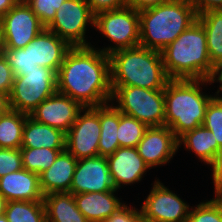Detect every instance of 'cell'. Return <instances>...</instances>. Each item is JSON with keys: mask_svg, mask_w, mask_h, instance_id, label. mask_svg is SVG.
<instances>
[{"mask_svg": "<svg viewBox=\"0 0 222 222\" xmlns=\"http://www.w3.org/2000/svg\"><path fill=\"white\" fill-rule=\"evenodd\" d=\"M57 92L85 107L110 103V57L91 46L71 47L57 71Z\"/></svg>", "mask_w": 222, "mask_h": 222, "instance_id": "1", "label": "cell"}, {"mask_svg": "<svg viewBox=\"0 0 222 222\" xmlns=\"http://www.w3.org/2000/svg\"><path fill=\"white\" fill-rule=\"evenodd\" d=\"M166 74L170 79H208L215 66L209 59L207 38L197 19L162 51Z\"/></svg>", "mask_w": 222, "mask_h": 222, "instance_id": "2", "label": "cell"}, {"mask_svg": "<svg viewBox=\"0 0 222 222\" xmlns=\"http://www.w3.org/2000/svg\"><path fill=\"white\" fill-rule=\"evenodd\" d=\"M208 79H170L164 89L165 125L178 139L185 132L203 125L208 103L214 97L203 92Z\"/></svg>", "mask_w": 222, "mask_h": 222, "instance_id": "3", "label": "cell"}, {"mask_svg": "<svg viewBox=\"0 0 222 222\" xmlns=\"http://www.w3.org/2000/svg\"><path fill=\"white\" fill-rule=\"evenodd\" d=\"M111 86L165 89L170 80L162 54L142 46L120 49L109 55Z\"/></svg>", "mask_w": 222, "mask_h": 222, "instance_id": "4", "label": "cell"}, {"mask_svg": "<svg viewBox=\"0 0 222 222\" xmlns=\"http://www.w3.org/2000/svg\"><path fill=\"white\" fill-rule=\"evenodd\" d=\"M189 0H171L139 11V45L161 52L197 20Z\"/></svg>", "mask_w": 222, "mask_h": 222, "instance_id": "5", "label": "cell"}, {"mask_svg": "<svg viewBox=\"0 0 222 222\" xmlns=\"http://www.w3.org/2000/svg\"><path fill=\"white\" fill-rule=\"evenodd\" d=\"M113 104L121 113L134 117L148 127L165 125L164 89L111 86ZM117 103V104H114Z\"/></svg>", "mask_w": 222, "mask_h": 222, "instance_id": "6", "label": "cell"}, {"mask_svg": "<svg viewBox=\"0 0 222 222\" xmlns=\"http://www.w3.org/2000/svg\"><path fill=\"white\" fill-rule=\"evenodd\" d=\"M94 29L107 38L113 46H104L99 50L110 55L120 50L139 46L140 19L139 11L131 7L100 12L95 15Z\"/></svg>", "mask_w": 222, "mask_h": 222, "instance_id": "7", "label": "cell"}, {"mask_svg": "<svg viewBox=\"0 0 222 222\" xmlns=\"http://www.w3.org/2000/svg\"><path fill=\"white\" fill-rule=\"evenodd\" d=\"M57 73L45 67L15 76L9 94L10 108L30 114L41 102L57 92Z\"/></svg>", "mask_w": 222, "mask_h": 222, "instance_id": "8", "label": "cell"}, {"mask_svg": "<svg viewBox=\"0 0 222 222\" xmlns=\"http://www.w3.org/2000/svg\"><path fill=\"white\" fill-rule=\"evenodd\" d=\"M94 22L95 15L87 0H65L46 29L65 40L71 47L91 46L85 34L89 24L94 28Z\"/></svg>", "mask_w": 222, "mask_h": 222, "instance_id": "9", "label": "cell"}, {"mask_svg": "<svg viewBox=\"0 0 222 222\" xmlns=\"http://www.w3.org/2000/svg\"><path fill=\"white\" fill-rule=\"evenodd\" d=\"M100 106L85 107L66 133L65 149L77 160L99 156Z\"/></svg>", "mask_w": 222, "mask_h": 222, "instance_id": "10", "label": "cell"}, {"mask_svg": "<svg viewBox=\"0 0 222 222\" xmlns=\"http://www.w3.org/2000/svg\"><path fill=\"white\" fill-rule=\"evenodd\" d=\"M152 184L151 191L140 207L143 222H185L189 217L190 204L159 179Z\"/></svg>", "mask_w": 222, "mask_h": 222, "instance_id": "11", "label": "cell"}, {"mask_svg": "<svg viewBox=\"0 0 222 222\" xmlns=\"http://www.w3.org/2000/svg\"><path fill=\"white\" fill-rule=\"evenodd\" d=\"M4 48L26 47L46 27L27 3L18 2L1 18Z\"/></svg>", "mask_w": 222, "mask_h": 222, "instance_id": "12", "label": "cell"}, {"mask_svg": "<svg viewBox=\"0 0 222 222\" xmlns=\"http://www.w3.org/2000/svg\"><path fill=\"white\" fill-rule=\"evenodd\" d=\"M113 190H115V186L112 182L107 157L96 156L77 161L70 186L71 194Z\"/></svg>", "mask_w": 222, "mask_h": 222, "instance_id": "13", "label": "cell"}, {"mask_svg": "<svg viewBox=\"0 0 222 222\" xmlns=\"http://www.w3.org/2000/svg\"><path fill=\"white\" fill-rule=\"evenodd\" d=\"M83 108L69 96L56 92L41 102L29 116L66 134Z\"/></svg>", "mask_w": 222, "mask_h": 222, "instance_id": "14", "label": "cell"}, {"mask_svg": "<svg viewBox=\"0 0 222 222\" xmlns=\"http://www.w3.org/2000/svg\"><path fill=\"white\" fill-rule=\"evenodd\" d=\"M136 148L150 170L169 164L178 152V143L173 131L166 125L152 126L147 128Z\"/></svg>", "mask_w": 222, "mask_h": 222, "instance_id": "15", "label": "cell"}, {"mask_svg": "<svg viewBox=\"0 0 222 222\" xmlns=\"http://www.w3.org/2000/svg\"><path fill=\"white\" fill-rule=\"evenodd\" d=\"M107 160L116 190L140 182L149 171L136 147H119Z\"/></svg>", "mask_w": 222, "mask_h": 222, "instance_id": "16", "label": "cell"}, {"mask_svg": "<svg viewBox=\"0 0 222 222\" xmlns=\"http://www.w3.org/2000/svg\"><path fill=\"white\" fill-rule=\"evenodd\" d=\"M27 46L31 48V58L37 66L52 69L56 73L71 48L65 40L46 28Z\"/></svg>", "mask_w": 222, "mask_h": 222, "instance_id": "17", "label": "cell"}, {"mask_svg": "<svg viewBox=\"0 0 222 222\" xmlns=\"http://www.w3.org/2000/svg\"><path fill=\"white\" fill-rule=\"evenodd\" d=\"M0 193L9 201H43L39 175L22 168L0 177Z\"/></svg>", "mask_w": 222, "mask_h": 222, "instance_id": "18", "label": "cell"}, {"mask_svg": "<svg viewBox=\"0 0 222 222\" xmlns=\"http://www.w3.org/2000/svg\"><path fill=\"white\" fill-rule=\"evenodd\" d=\"M77 161L66 149L60 152L55 162L39 174L43 194L70 192Z\"/></svg>", "mask_w": 222, "mask_h": 222, "instance_id": "19", "label": "cell"}, {"mask_svg": "<svg viewBox=\"0 0 222 222\" xmlns=\"http://www.w3.org/2000/svg\"><path fill=\"white\" fill-rule=\"evenodd\" d=\"M116 192L118 191L115 189L108 192L73 194V196L78 210L89 222H103L125 204L122 198L115 196Z\"/></svg>", "mask_w": 222, "mask_h": 222, "instance_id": "20", "label": "cell"}, {"mask_svg": "<svg viewBox=\"0 0 222 222\" xmlns=\"http://www.w3.org/2000/svg\"><path fill=\"white\" fill-rule=\"evenodd\" d=\"M178 149L186 148V151L193 153L208 166L212 167L222 148L218 145L214 134L204 125H200L193 130L185 132L177 139Z\"/></svg>", "mask_w": 222, "mask_h": 222, "instance_id": "21", "label": "cell"}, {"mask_svg": "<svg viewBox=\"0 0 222 222\" xmlns=\"http://www.w3.org/2000/svg\"><path fill=\"white\" fill-rule=\"evenodd\" d=\"M66 134L59 129L26 117L21 148L65 149Z\"/></svg>", "mask_w": 222, "mask_h": 222, "instance_id": "22", "label": "cell"}, {"mask_svg": "<svg viewBox=\"0 0 222 222\" xmlns=\"http://www.w3.org/2000/svg\"><path fill=\"white\" fill-rule=\"evenodd\" d=\"M43 201L46 222H89L78 210L75 198L70 192L46 194Z\"/></svg>", "mask_w": 222, "mask_h": 222, "instance_id": "23", "label": "cell"}, {"mask_svg": "<svg viewBox=\"0 0 222 222\" xmlns=\"http://www.w3.org/2000/svg\"><path fill=\"white\" fill-rule=\"evenodd\" d=\"M119 125V110L112 104L100 106L101 134L98 144L99 156L112 155L119 148L117 130Z\"/></svg>", "mask_w": 222, "mask_h": 222, "instance_id": "24", "label": "cell"}, {"mask_svg": "<svg viewBox=\"0 0 222 222\" xmlns=\"http://www.w3.org/2000/svg\"><path fill=\"white\" fill-rule=\"evenodd\" d=\"M207 38L209 59L215 66L222 60V10H210L197 16Z\"/></svg>", "mask_w": 222, "mask_h": 222, "instance_id": "25", "label": "cell"}, {"mask_svg": "<svg viewBox=\"0 0 222 222\" xmlns=\"http://www.w3.org/2000/svg\"><path fill=\"white\" fill-rule=\"evenodd\" d=\"M28 114L10 109L0 115V148L19 149Z\"/></svg>", "mask_w": 222, "mask_h": 222, "instance_id": "26", "label": "cell"}, {"mask_svg": "<svg viewBox=\"0 0 222 222\" xmlns=\"http://www.w3.org/2000/svg\"><path fill=\"white\" fill-rule=\"evenodd\" d=\"M4 215L8 222H46L44 201H9Z\"/></svg>", "mask_w": 222, "mask_h": 222, "instance_id": "27", "label": "cell"}, {"mask_svg": "<svg viewBox=\"0 0 222 222\" xmlns=\"http://www.w3.org/2000/svg\"><path fill=\"white\" fill-rule=\"evenodd\" d=\"M65 149L49 148H20L22 166L29 172L40 174L47 170L54 162L60 152Z\"/></svg>", "mask_w": 222, "mask_h": 222, "instance_id": "28", "label": "cell"}, {"mask_svg": "<svg viewBox=\"0 0 222 222\" xmlns=\"http://www.w3.org/2000/svg\"><path fill=\"white\" fill-rule=\"evenodd\" d=\"M147 128L148 126L143 122L119 111V125L117 130L119 147H137Z\"/></svg>", "mask_w": 222, "mask_h": 222, "instance_id": "29", "label": "cell"}, {"mask_svg": "<svg viewBox=\"0 0 222 222\" xmlns=\"http://www.w3.org/2000/svg\"><path fill=\"white\" fill-rule=\"evenodd\" d=\"M185 222H222V194L191 206L189 217Z\"/></svg>", "mask_w": 222, "mask_h": 222, "instance_id": "30", "label": "cell"}, {"mask_svg": "<svg viewBox=\"0 0 222 222\" xmlns=\"http://www.w3.org/2000/svg\"><path fill=\"white\" fill-rule=\"evenodd\" d=\"M203 125L214 134L218 145L222 148V94L215 92L208 103Z\"/></svg>", "mask_w": 222, "mask_h": 222, "instance_id": "31", "label": "cell"}, {"mask_svg": "<svg viewBox=\"0 0 222 222\" xmlns=\"http://www.w3.org/2000/svg\"><path fill=\"white\" fill-rule=\"evenodd\" d=\"M6 57L14 77L23 75V72L37 69V65L32 61L31 48L28 46L20 49L4 48Z\"/></svg>", "mask_w": 222, "mask_h": 222, "instance_id": "32", "label": "cell"}, {"mask_svg": "<svg viewBox=\"0 0 222 222\" xmlns=\"http://www.w3.org/2000/svg\"><path fill=\"white\" fill-rule=\"evenodd\" d=\"M65 0H29L27 4L40 19L41 23L47 27L55 18L56 11Z\"/></svg>", "mask_w": 222, "mask_h": 222, "instance_id": "33", "label": "cell"}, {"mask_svg": "<svg viewBox=\"0 0 222 222\" xmlns=\"http://www.w3.org/2000/svg\"><path fill=\"white\" fill-rule=\"evenodd\" d=\"M23 168L19 149L0 148V177Z\"/></svg>", "mask_w": 222, "mask_h": 222, "instance_id": "34", "label": "cell"}, {"mask_svg": "<svg viewBox=\"0 0 222 222\" xmlns=\"http://www.w3.org/2000/svg\"><path fill=\"white\" fill-rule=\"evenodd\" d=\"M127 205L125 203L103 222H143L141 209Z\"/></svg>", "mask_w": 222, "mask_h": 222, "instance_id": "35", "label": "cell"}, {"mask_svg": "<svg viewBox=\"0 0 222 222\" xmlns=\"http://www.w3.org/2000/svg\"><path fill=\"white\" fill-rule=\"evenodd\" d=\"M13 81L12 69L4 54H0V92L10 94Z\"/></svg>", "mask_w": 222, "mask_h": 222, "instance_id": "36", "label": "cell"}, {"mask_svg": "<svg viewBox=\"0 0 222 222\" xmlns=\"http://www.w3.org/2000/svg\"><path fill=\"white\" fill-rule=\"evenodd\" d=\"M87 3L94 15L126 6V0H87Z\"/></svg>", "mask_w": 222, "mask_h": 222, "instance_id": "37", "label": "cell"}, {"mask_svg": "<svg viewBox=\"0 0 222 222\" xmlns=\"http://www.w3.org/2000/svg\"><path fill=\"white\" fill-rule=\"evenodd\" d=\"M197 15L210 11L222 10V0H189Z\"/></svg>", "mask_w": 222, "mask_h": 222, "instance_id": "38", "label": "cell"}, {"mask_svg": "<svg viewBox=\"0 0 222 222\" xmlns=\"http://www.w3.org/2000/svg\"><path fill=\"white\" fill-rule=\"evenodd\" d=\"M211 168L214 194H222V150L219 153L215 164Z\"/></svg>", "mask_w": 222, "mask_h": 222, "instance_id": "39", "label": "cell"}, {"mask_svg": "<svg viewBox=\"0 0 222 222\" xmlns=\"http://www.w3.org/2000/svg\"><path fill=\"white\" fill-rule=\"evenodd\" d=\"M169 1L171 0H126V6L136 11H143Z\"/></svg>", "mask_w": 222, "mask_h": 222, "instance_id": "40", "label": "cell"}, {"mask_svg": "<svg viewBox=\"0 0 222 222\" xmlns=\"http://www.w3.org/2000/svg\"><path fill=\"white\" fill-rule=\"evenodd\" d=\"M211 84L215 82L220 83V86L217 89V94H222V60L215 65L214 73L210 78ZM221 92V93H220Z\"/></svg>", "mask_w": 222, "mask_h": 222, "instance_id": "41", "label": "cell"}, {"mask_svg": "<svg viewBox=\"0 0 222 222\" xmlns=\"http://www.w3.org/2000/svg\"><path fill=\"white\" fill-rule=\"evenodd\" d=\"M18 3V0H0V18L6 14L12 7Z\"/></svg>", "mask_w": 222, "mask_h": 222, "instance_id": "42", "label": "cell"}, {"mask_svg": "<svg viewBox=\"0 0 222 222\" xmlns=\"http://www.w3.org/2000/svg\"><path fill=\"white\" fill-rule=\"evenodd\" d=\"M9 94L0 92V115L10 110Z\"/></svg>", "mask_w": 222, "mask_h": 222, "instance_id": "43", "label": "cell"}, {"mask_svg": "<svg viewBox=\"0 0 222 222\" xmlns=\"http://www.w3.org/2000/svg\"><path fill=\"white\" fill-rule=\"evenodd\" d=\"M6 204H7L6 198L0 193V215L4 214Z\"/></svg>", "mask_w": 222, "mask_h": 222, "instance_id": "44", "label": "cell"}, {"mask_svg": "<svg viewBox=\"0 0 222 222\" xmlns=\"http://www.w3.org/2000/svg\"><path fill=\"white\" fill-rule=\"evenodd\" d=\"M4 44H3V36H2V25L0 21V54H3Z\"/></svg>", "mask_w": 222, "mask_h": 222, "instance_id": "45", "label": "cell"}, {"mask_svg": "<svg viewBox=\"0 0 222 222\" xmlns=\"http://www.w3.org/2000/svg\"><path fill=\"white\" fill-rule=\"evenodd\" d=\"M0 222H8L4 214L0 215Z\"/></svg>", "mask_w": 222, "mask_h": 222, "instance_id": "46", "label": "cell"}, {"mask_svg": "<svg viewBox=\"0 0 222 222\" xmlns=\"http://www.w3.org/2000/svg\"><path fill=\"white\" fill-rule=\"evenodd\" d=\"M29 0H18V2L27 3Z\"/></svg>", "mask_w": 222, "mask_h": 222, "instance_id": "47", "label": "cell"}]
</instances>
